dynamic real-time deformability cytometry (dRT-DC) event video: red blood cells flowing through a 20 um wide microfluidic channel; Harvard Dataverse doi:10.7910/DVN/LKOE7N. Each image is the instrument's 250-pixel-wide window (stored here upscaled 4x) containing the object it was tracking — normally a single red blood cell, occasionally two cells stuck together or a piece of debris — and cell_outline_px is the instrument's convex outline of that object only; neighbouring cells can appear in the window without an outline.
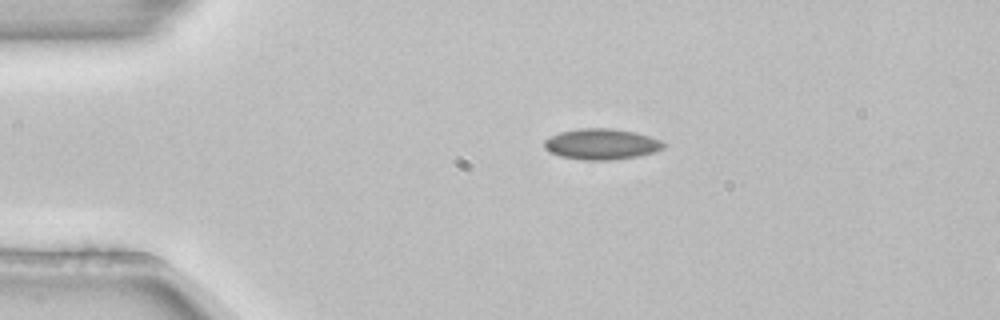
{"species": "common noctule bat (a hibernating species)", "species_latin": "Nyctalus noctula", "temperature_condition": "room temperature", "stored_images_in_passage": 3, "segment_of_instrument_passage": [1, 2], "camera_frame_rate_fps": 3000, "um_per_image_px": 0.085, "animal": {"sex": "female", "body_mass_g": 22.7, "forearm_length_mm": 54.2}, "frame": {"image": 1, "passage_image": 1, "time_ms": 0.0, "image_size_px": [1000, 320], "cell_outline_px": [[668, 144], [664, 148], [656, 152], [640, 156], [612, 160], [584, 160], [560, 156], [548, 152], [544, 148], [544, 140], [560, 132], [580, 128], [612, 128], [636, 132], [660, 140]], "centroid_in_image_um": [51.15, 12.25], "position_along_channel_um": 33.8, "area_um2": 21.68}}